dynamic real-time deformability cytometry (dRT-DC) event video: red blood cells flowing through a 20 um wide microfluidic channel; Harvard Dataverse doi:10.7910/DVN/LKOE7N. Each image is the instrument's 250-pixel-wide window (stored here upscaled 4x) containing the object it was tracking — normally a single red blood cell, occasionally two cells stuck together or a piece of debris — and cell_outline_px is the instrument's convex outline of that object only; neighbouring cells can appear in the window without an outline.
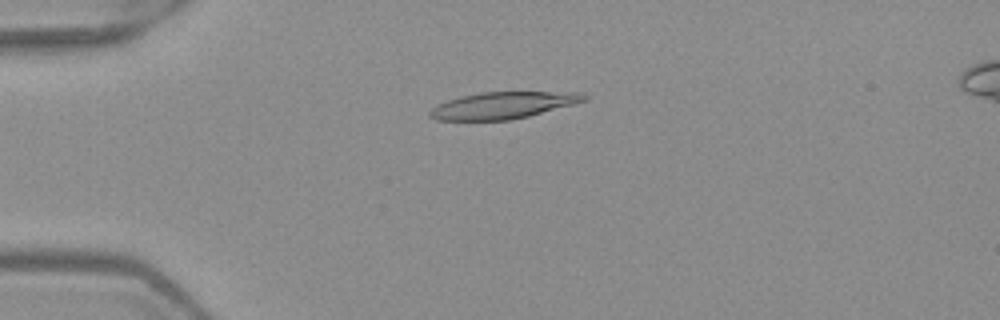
{"species": "Egyptian fruit bat (a non-hibernating species)", "species_latin": "Rousettus aegyptiacus", "temperature_condition": "warm", "stored_images_in_passage": 4, "segment_of_instrument_passage": [1, 2], "camera_frame_rate_fps": 3000, "um_per_image_px": 0.085, "frame": {"image": 1, "passage_image": 2, "time_ms": 0.333, "image_size_px": [1000, 320], "cell_outline_px": [[588, 100], [528, 116], [512, 120], [436, 120], [428, 116], [428, 112], [436, 104], [460, 96], [480, 92], [584, 92], [588, 96]], "centroid_in_image_um": [42.74, 8.95], "position_along_channel_um": 42.3, "area_um2": 24.16}}